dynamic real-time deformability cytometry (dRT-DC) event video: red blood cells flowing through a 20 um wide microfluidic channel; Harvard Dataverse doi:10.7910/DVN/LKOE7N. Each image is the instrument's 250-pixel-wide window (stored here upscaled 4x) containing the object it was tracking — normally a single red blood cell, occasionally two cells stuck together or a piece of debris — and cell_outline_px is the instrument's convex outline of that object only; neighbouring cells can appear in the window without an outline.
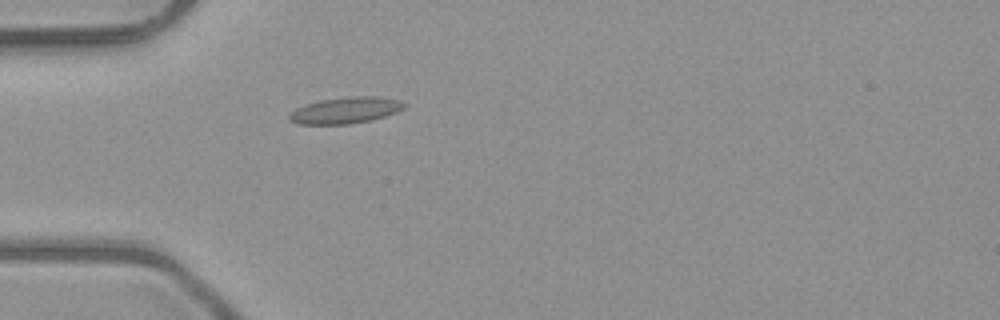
{"species": "common noctule bat (a hibernating species)", "species_latin": "Nyctalus noctula", "temperature_condition": "room temperature", "stored_images_in_passage": 37, "camera_frame_rate_fps": 3000, "um_per_image_px": 0.085, "animal": {"sex": "male", "body_mass_g": 23.1, "forearm_length_mm": 52.7}, "frame": {"image": 1, "passage_image": 1, "time_ms": 0.0, "image_size_px": [1000, 320], "cell_outline_px": [[408, 104], [404, 108], [396, 112], [372, 120], [348, 124], [300, 124], [288, 120], [288, 116], [296, 108], [304, 104], [320, 100], [348, 96], [380, 96], [400, 100]], "centroid_in_image_um": [29.39, 9.36], "position_along_channel_um": 55.6, "area_um2": 17.8}}
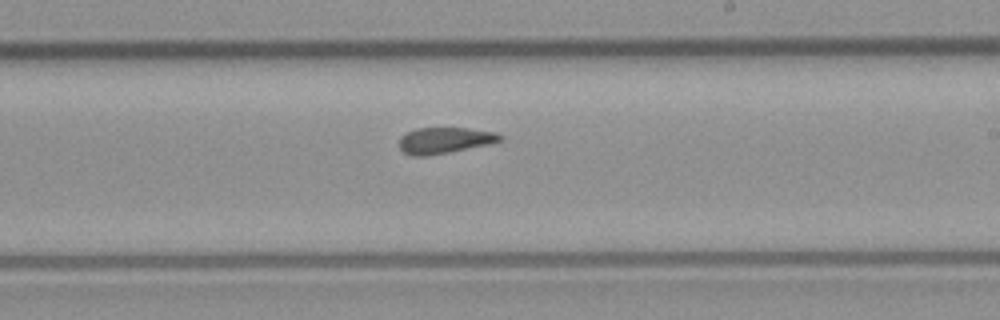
{"frame": {"image": 2, "passage_image": 16, "time_ms": 5.0, "image_size_px": [1000, 320], "cell_outline_px": [[504, 140], [448, 152], [424, 156], [412, 156], [404, 152], [400, 148], [400, 136], [416, 128], [468, 128], [496, 132], [504, 136]], "centroid_in_image_um": [37.8, 11.92], "position_along_channel_um": 251.2, "area_um2": 15.14}}
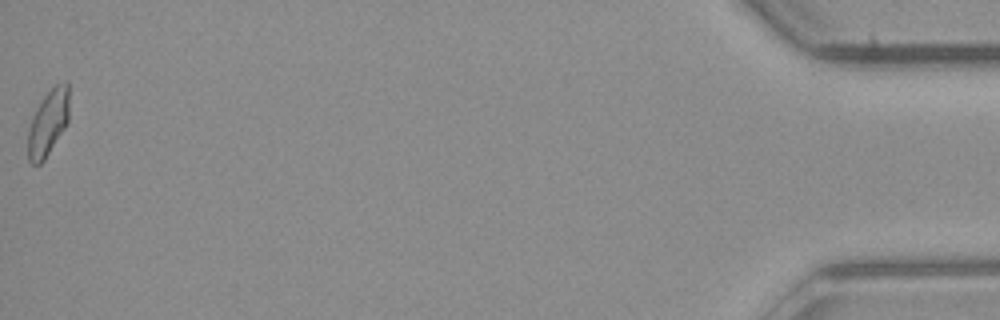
{"frame": {"image": 3, "passage_image": 37, "time_ms": 12.0, "image_size_px": [1000, 320], "cell_outline_px": [[68, 120], [64, 128], [44, 160], [40, 164], [32, 164], [28, 160], [28, 132], [32, 116], [44, 96], [56, 84], [64, 80], [68, 80]], "centroid_in_image_um": [4.08, 10.42], "position_along_channel_um": 431.1, "area_um2": 15.61}, "authors_computed_cell_mechanics": {"area_um2": 15.9528, "velocity_mm_per_s": 4.035, "shape_relaxation_time_tau1_ms": null, "shape_relaxation_time_tau2_ms": 1.7802, "deformation_change_tau1": null, "deformation_change_tau2": 0.0876}}